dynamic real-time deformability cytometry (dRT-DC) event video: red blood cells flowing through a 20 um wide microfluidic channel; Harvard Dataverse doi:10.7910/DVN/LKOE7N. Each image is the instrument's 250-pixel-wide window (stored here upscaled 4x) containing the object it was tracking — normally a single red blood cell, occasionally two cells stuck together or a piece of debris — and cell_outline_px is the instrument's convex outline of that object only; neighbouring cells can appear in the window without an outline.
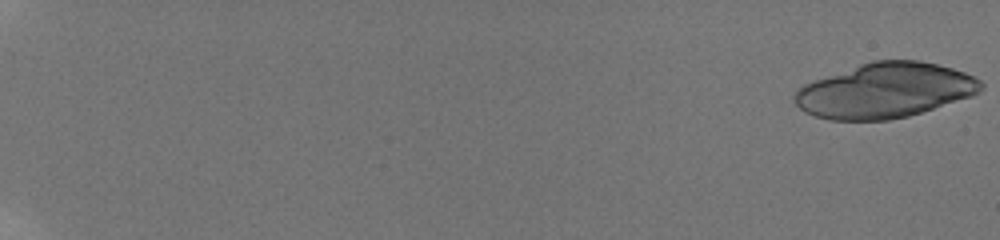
{"species": "human", "species_latin": "Homo sapiens", "temperature_condition": "room temperature", "stored_images_in_passage": 31, "camera_frame_rate_fps": 3000, "um_per_image_px": 0.085, "donor": {"sex": "male"}, "frame": {"image": 1, "passage_image": 1, "time_ms": 0.0, "image_size_px": [1000, 240], "cell_outline_px": [[984, 88], [980, 92], [972, 96], [908, 116], [888, 120], [828, 120], [804, 112], [792, 100], [792, 96], [796, 88], [804, 84], [860, 64], [872, 60], [920, 60], [952, 68], [964, 72], [980, 80], [984, 84]], "centroid_in_image_um": [75.21, 7.7], "position_along_channel_um": 9.8, "area_um2": 59.65}}